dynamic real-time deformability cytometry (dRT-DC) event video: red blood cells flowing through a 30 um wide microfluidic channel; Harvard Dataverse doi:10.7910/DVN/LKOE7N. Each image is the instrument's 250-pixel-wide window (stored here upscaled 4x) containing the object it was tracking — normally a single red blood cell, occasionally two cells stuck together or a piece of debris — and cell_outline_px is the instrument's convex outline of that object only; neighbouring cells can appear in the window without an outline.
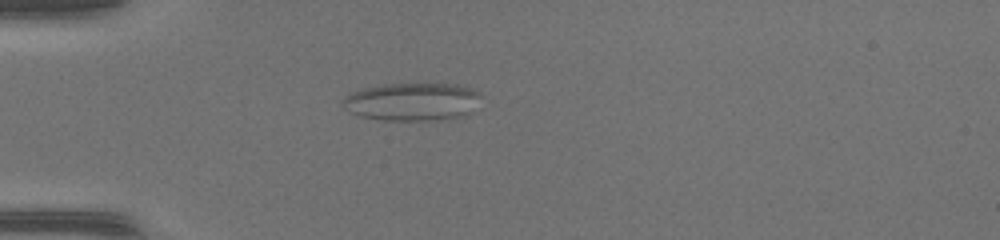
{"species": "common noctule bat (a hibernating species)", "species_latin": "Nyctalus noctula", "temperature_condition": "warm", "stored_images_in_passage": 51, "camera_frame_rate_fps": 3000, "um_per_image_px": 0.085, "animal": {"sex": "female", "body_mass_g": 17.0, "forearm_length_mm": 48.0}, "frame": {"image": 1, "passage_image": 16, "time_ms": 5.0, "image_size_px": [1000, 240], "cell_outline_px": [[484, 96], [464, 116], [444, 120], [384, 120], [360, 116], [348, 112], [340, 104], [340, 100], [344, 96], [360, 88], [380, 84], [456, 84], [472, 88], [480, 92]], "centroid_in_image_um": [35.0, 8.64], "position_along_channel_um": 50.0, "area_um2": 31.1}}
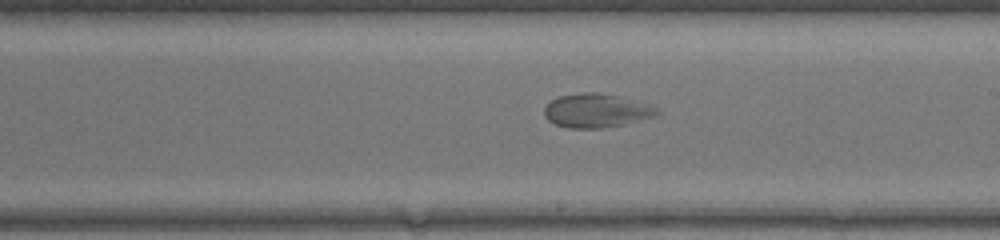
{"frame": {"image": 2, "passage_image": 31, "time_ms": 10.0, "image_size_px": [1000, 240], "cell_outline_px": [[660, 112], [656, 116], [624, 124], [604, 128], [568, 128], [556, 124], [548, 120], [544, 116], [544, 108], [552, 100], [560, 96], [580, 92], [596, 92], [620, 96], [652, 104]], "centroid_in_image_um": [50.72, 9.4], "position_along_channel_um": 238.3, "area_um2": 22.37}}
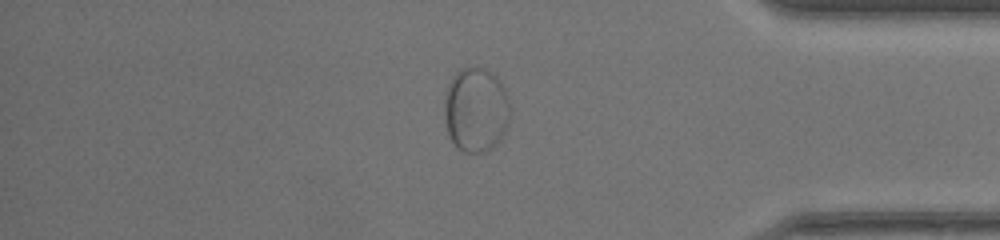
{"frame": {"image": 3, "passage_image": 44, "time_ms": 14.333, "image_size_px": [1000, 240], "cell_outline_px": [[508, 128], [500, 140], [492, 148], [484, 152], [464, 152], [456, 148], [448, 136], [444, 120], [444, 92], [452, 76], [460, 68], [476, 64], [492, 72], [496, 76], [504, 88], [508, 96]], "centroid_in_image_um": [40.41, 9.31], "position_along_channel_um": 394.8, "area_um2": 33.23}}